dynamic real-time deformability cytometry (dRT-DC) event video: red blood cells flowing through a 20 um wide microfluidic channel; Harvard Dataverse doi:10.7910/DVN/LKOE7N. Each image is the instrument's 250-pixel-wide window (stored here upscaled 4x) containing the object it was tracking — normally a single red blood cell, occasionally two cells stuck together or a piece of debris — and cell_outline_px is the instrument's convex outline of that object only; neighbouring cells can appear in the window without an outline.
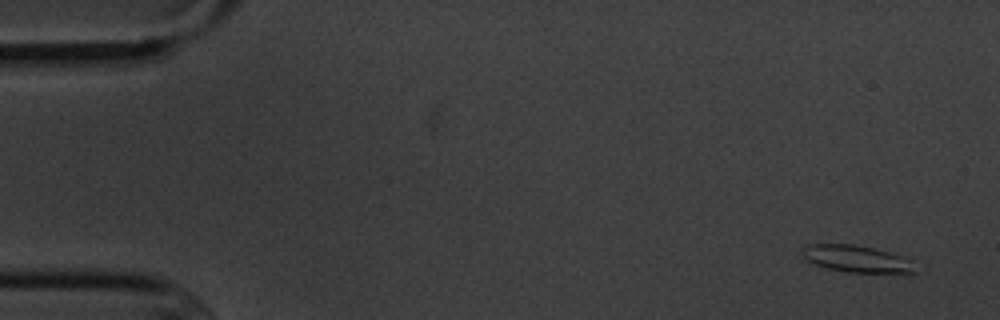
{"species": "common noctule bat (a hibernating species)", "species_latin": "Nyctalus noctula", "temperature_condition": "cold", "stored_images_in_passage": 5, "camera_frame_rate_fps": 3000, "um_per_image_px": 0.085, "animal": {"sex": "male", "body_mass_g": 20.1, "forearm_length_mm": 53.5}, "frame": {"image": 1, "passage_image": 1, "time_ms": 0.0, "image_size_px": [1000, 320], "cell_outline_px": [[916, 272], [844, 272], [828, 268], [804, 260], [800, 252], [804, 244], [852, 244], [872, 248], [904, 256], [912, 260]], "centroid_in_image_um": [72.74, 21.98], "position_along_channel_um": 12.3, "area_um2": 17.69}}
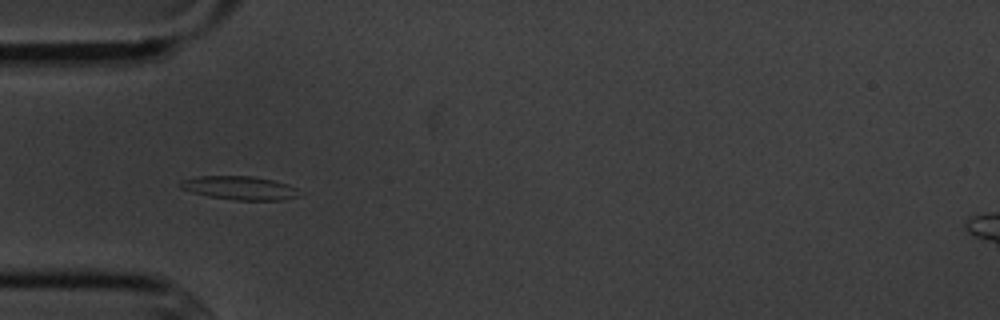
{"frame": {"image": 2, "passage_image": 5, "time_ms": 4.667, "image_size_px": [1000, 320], "cell_outline_px": [[296, 196], [280, 200], [236, 200], [208, 196], [192, 192], [180, 188], [180, 180], [200, 176], [252, 176], [272, 180], [288, 184], [296, 188]], "centroid_in_image_um": [20.31, 15.97], "position_along_channel_um": 64.7, "area_um2": 16.07}}